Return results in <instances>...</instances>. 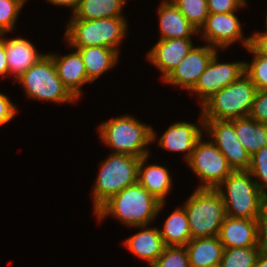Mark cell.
Listing matches in <instances>:
<instances>
[{
    "instance_id": "cell-7",
    "label": "cell",
    "mask_w": 267,
    "mask_h": 267,
    "mask_svg": "<svg viewBox=\"0 0 267 267\" xmlns=\"http://www.w3.org/2000/svg\"><path fill=\"white\" fill-rule=\"evenodd\" d=\"M191 238L218 236L226 218L224 201L217 189L198 188L184 204Z\"/></svg>"
},
{
    "instance_id": "cell-10",
    "label": "cell",
    "mask_w": 267,
    "mask_h": 267,
    "mask_svg": "<svg viewBox=\"0 0 267 267\" xmlns=\"http://www.w3.org/2000/svg\"><path fill=\"white\" fill-rule=\"evenodd\" d=\"M204 128L214 139L212 142L226 157L233 171L248 170L251 156L241 145L232 120H203Z\"/></svg>"
},
{
    "instance_id": "cell-9",
    "label": "cell",
    "mask_w": 267,
    "mask_h": 267,
    "mask_svg": "<svg viewBox=\"0 0 267 267\" xmlns=\"http://www.w3.org/2000/svg\"><path fill=\"white\" fill-rule=\"evenodd\" d=\"M187 163L202 181L198 188L216 189L233 172L217 146L212 141L203 142L202 137Z\"/></svg>"
},
{
    "instance_id": "cell-33",
    "label": "cell",
    "mask_w": 267,
    "mask_h": 267,
    "mask_svg": "<svg viewBox=\"0 0 267 267\" xmlns=\"http://www.w3.org/2000/svg\"><path fill=\"white\" fill-rule=\"evenodd\" d=\"M248 116L256 122L267 124V90H257Z\"/></svg>"
},
{
    "instance_id": "cell-37",
    "label": "cell",
    "mask_w": 267,
    "mask_h": 267,
    "mask_svg": "<svg viewBox=\"0 0 267 267\" xmlns=\"http://www.w3.org/2000/svg\"><path fill=\"white\" fill-rule=\"evenodd\" d=\"M251 43L263 54L267 56V30L265 33H255L251 36Z\"/></svg>"
},
{
    "instance_id": "cell-15",
    "label": "cell",
    "mask_w": 267,
    "mask_h": 267,
    "mask_svg": "<svg viewBox=\"0 0 267 267\" xmlns=\"http://www.w3.org/2000/svg\"><path fill=\"white\" fill-rule=\"evenodd\" d=\"M218 238L224 248L258 246L257 219L226 216Z\"/></svg>"
},
{
    "instance_id": "cell-18",
    "label": "cell",
    "mask_w": 267,
    "mask_h": 267,
    "mask_svg": "<svg viewBox=\"0 0 267 267\" xmlns=\"http://www.w3.org/2000/svg\"><path fill=\"white\" fill-rule=\"evenodd\" d=\"M8 74L17 79L46 54H39L29 40L23 38L5 39Z\"/></svg>"
},
{
    "instance_id": "cell-36",
    "label": "cell",
    "mask_w": 267,
    "mask_h": 267,
    "mask_svg": "<svg viewBox=\"0 0 267 267\" xmlns=\"http://www.w3.org/2000/svg\"><path fill=\"white\" fill-rule=\"evenodd\" d=\"M17 108L10 99L0 93V126L10 122L16 114Z\"/></svg>"
},
{
    "instance_id": "cell-30",
    "label": "cell",
    "mask_w": 267,
    "mask_h": 267,
    "mask_svg": "<svg viewBox=\"0 0 267 267\" xmlns=\"http://www.w3.org/2000/svg\"><path fill=\"white\" fill-rule=\"evenodd\" d=\"M150 267H190L185 246H166L162 254Z\"/></svg>"
},
{
    "instance_id": "cell-24",
    "label": "cell",
    "mask_w": 267,
    "mask_h": 267,
    "mask_svg": "<svg viewBox=\"0 0 267 267\" xmlns=\"http://www.w3.org/2000/svg\"><path fill=\"white\" fill-rule=\"evenodd\" d=\"M235 133L244 149L252 156L267 146V124L259 123L251 117L233 119Z\"/></svg>"
},
{
    "instance_id": "cell-6",
    "label": "cell",
    "mask_w": 267,
    "mask_h": 267,
    "mask_svg": "<svg viewBox=\"0 0 267 267\" xmlns=\"http://www.w3.org/2000/svg\"><path fill=\"white\" fill-rule=\"evenodd\" d=\"M140 159L132 155L113 152L101 163L93 189L94 212L115 194L138 183Z\"/></svg>"
},
{
    "instance_id": "cell-35",
    "label": "cell",
    "mask_w": 267,
    "mask_h": 267,
    "mask_svg": "<svg viewBox=\"0 0 267 267\" xmlns=\"http://www.w3.org/2000/svg\"><path fill=\"white\" fill-rule=\"evenodd\" d=\"M258 247L267 252V204L257 218Z\"/></svg>"
},
{
    "instance_id": "cell-23",
    "label": "cell",
    "mask_w": 267,
    "mask_h": 267,
    "mask_svg": "<svg viewBox=\"0 0 267 267\" xmlns=\"http://www.w3.org/2000/svg\"><path fill=\"white\" fill-rule=\"evenodd\" d=\"M76 50L80 53L87 77L91 82L116 65L118 60V52L108 47L90 46Z\"/></svg>"
},
{
    "instance_id": "cell-11",
    "label": "cell",
    "mask_w": 267,
    "mask_h": 267,
    "mask_svg": "<svg viewBox=\"0 0 267 267\" xmlns=\"http://www.w3.org/2000/svg\"><path fill=\"white\" fill-rule=\"evenodd\" d=\"M235 12L209 13L205 24L198 32L203 34L207 44L218 48H227L237 40H242L244 46L251 44V37L243 38L241 24ZM203 29V30H202ZM202 31V32H201Z\"/></svg>"
},
{
    "instance_id": "cell-22",
    "label": "cell",
    "mask_w": 267,
    "mask_h": 267,
    "mask_svg": "<svg viewBox=\"0 0 267 267\" xmlns=\"http://www.w3.org/2000/svg\"><path fill=\"white\" fill-rule=\"evenodd\" d=\"M125 246L139 258L149 262L157 260L166 245L158 228H146L125 241Z\"/></svg>"
},
{
    "instance_id": "cell-38",
    "label": "cell",
    "mask_w": 267,
    "mask_h": 267,
    "mask_svg": "<svg viewBox=\"0 0 267 267\" xmlns=\"http://www.w3.org/2000/svg\"><path fill=\"white\" fill-rule=\"evenodd\" d=\"M0 34V75H8V64L6 59L5 39Z\"/></svg>"
},
{
    "instance_id": "cell-3",
    "label": "cell",
    "mask_w": 267,
    "mask_h": 267,
    "mask_svg": "<svg viewBox=\"0 0 267 267\" xmlns=\"http://www.w3.org/2000/svg\"><path fill=\"white\" fill-rule=\"evenodd\" d=\"M257 88L244 73L236 81L213 94L202 106L203 120H232L249 115Z\"/></svg>"
},
{
    "instance_id": "cell-21",
    "label": "cell",
    "mask_w": 267,
    "mask_h": 267,
    "mask_svg": "<svg viewBox=\"0 0 267 267\" xmlns=\"http://www.w3.org/2000/svg\"><path fill=\"white\" fill-rule=\"evenodd\" d=\"M148 155L141 157L138 166V183L151 193L158 201L165 203V196L169 193L172 185L168 169L159 165L143 167Z\"/></svg>"
},
{
    "instance_id": "cell-5",
    "label": "cell",
    "mask_w": 267,
    "mask_h": 267,
    "mask_svg": "<svg viewBox=\"0 0 267 267\" xmlns=\"http://www.w3.org/2000/svg\"><path fill=\"white\" fill-rule=\"evenodd\" d=\"M127 24L124 17L102 18L95 20L71 19L65 32L66 41L72 47H108L118 50L125 36Z\"/></svg>"
},
{
    "instance_id": "cell-32",
    "label": "cell",
    "mask_w": 267,
    "mask_h": 267,
    "mask_svg": "<svg viewBox=\"0 0 267 267\" xmlns=\"http://www.w3.org/2000/svg\"><path fill=\"white\" fill-rule=\"evenodd\" d=\"M248 170L254 178L258 179L255 182L259 190L267 196V146L259 149L251 156V164Z\"/></svg>"
},
{
    "instance_id": "cell-4",
    "label": "cell",
    "mask_w": 267,
    "mask_h": 267,
    "mask_svg": "<svg viewBox=\"0 0 267 267\" xmlns=\"http://www.w3.org/2000/svg\"><path fill=\"white\" fill-rule=\"evenodd\" d=\"M151 126L137 121L129 115L107 120L99 127L101 139L114 153H123L138 158L149 155L146 145L155 140Z\"/></svg>"
},
{
    "instance_id": "cell-19",
    "label": "cell",
    "mask_w": 267,
    "mask_h": 267,
    "mask_svg": "<svg viewBox=\"0 0 267 267\" xmlns=\"http://www.w3.org/2000/svg\"><path fill=\"white\" fill-rule=\"evenodd\" d=\"M158 14L162 35L159 40L191 38L190 35L199 33L171 0H164L161 3Z\"/></svg>"
},
{
    "instance_id": "cell-12",
    "label": "cell",
    "mask_w": 267,
    "mask_h": 267,
    "mask_svg": "<svg viewBox=\"0 0 267 267\" xmlns=\"http://www.w3.org/2000/svg\"><path fill=\"white\" fill-rule=\"evenodd\" d=\"M217 55L216 52L207 65L206 70L200 75L197 84L191 90L200 95L202 104L213 94L236 81L244 74L245 62L219 63Z\"/></svg>"
},
{
    "instance_id": "cell-17",
    "label": "cell",
    "mask_w": 267,
    "mask_h": 267,
    "mask_svg": "<svg viewBox=\"0 0 267 267\" xmlns=\"http://www.w3.org/2000/svg\"><path fill=\"white\" fill-rule=\"evenodd\" d=\"M201 137L202 131L195 124L177 122L168 128L158 142L163 149L176 152H186L185 161H188L197 141Z\"/></svg>"
},
{
    "instance_id": "cell-25",
    "label": "cell",
    "mask_w": 267,
    "mask_h": 267,
    "mask_svg": "<svg viewBox=\"0 0 267 267\" xmlns=\"http://www.w3.org/2000/svg\"><path fill=\"white\" fill-rule=\"evenodd\" d=\"M160 234L166 246L187 245L192 238L184 206L183 208L175 209L174 212L168 216L163 229L160 230Z\"/></svg>"
},
{
    "instance_id": "cell-1",
    "label": "cell",
    "mask_w": 267,
    "mask_h": 267,
    "mask_svg": "<svg viewBox=\"0 0 267 267\" xmlns=\"http://www.w3.org/2000/svg\"><path fill=\"white\" fill-rule=\"evenodd\" d=\"M164 206L142 185L128 186L106 201L95 214L99 220L112 214L129 226L146 227Z\"/></svg>"
},
{
    "instance_id": "cell-31",
    "label": "cell",
    "mask_w": 267,
    "mask_h": 267,
    "mask_svg": "<svg viewBox=\"0 0 267 267\" xmlns=\"http://www.w3.org/2000/svg\"><path fill=\"white\" fill-rule=\"evenodd\" d=\"M26 0H0V34L14 29L19 11Z\"/></svg>"
},
{
    "instance_id": "cell-40",
    "label": "cell",
    "mask_w": 267,
    "mask_h": 267,
    "mask_svg": "<svg viewBox=\"0 0 267 267\" xmlns=\"http://www.w3.org/2000/svg\"><path fill=\"white\" fill-rule=\"evenodd\" d=\"M254 267H267V252L261 251Z\"/></svg>"
},
{
    "instance_id": "cell-13",
    "label": "cell",
    "mask_w": 267,
    "mask_h": 267,
    "mask_svg": "<svg viewBox=\"0 0 267 267\" xmlns=\"http://www.w3.org/2000/svg\"><path fill=\"white\" fill-rule=\"evenodd\" d=\"M216 52V48L210 45L193 46L179 65L163 81L192 90Z\"/></svg>"
},
{
    "instance_id": "cell-20",
    "label": "cell",
    "mask_w": 267,
    "mask_h": 267,
    "mask_svg": "<svg viewBox=\"0 0 267 267\" xmlns=\"http://www.w3.org/2000/svg\"><path fill=\"white\" fill-rule=\"evenodd\" d=\"M185 247L190 267H214L221 263L224 247L218 236L191 239Z\"/></svg>"
},
{
    "instance_id": "cell-2",
    "label": "cell",
    "mask_w": 267,
    "mask_h": 267,
    "mask_svg": "<svg viewBox=\"0 0 267 267\" xmlns=\"http://www.w3.org/2000/svg\"><path fill=\"white\" fill-rule=\"evenodd\" d=\"M251 177L253 176L249 170L233 171L216 188L224 201L227 216L257 219L267 204V196L259 190Z\"/></svg>"
},
{
    "instance_id": "cell-29",
    "label": "cell",
    "mask_w": 267,
    "mask_h": 267,
    "mask_svg": "<svg viewBox=\"0 0 267 267\" xmlns=\"http://www.w3.org/2000/svg\"><path fill=\"white\" fill-rule=\"evenodd\" d=\"M186 19L199 31L208 16L207 0H171Z\"/></svg>"
},
{
    "instance_id": "cell-16",
    "label": "cell",
    "mask_w": 267,
    "mask_h": 267,
    "mask_svg": "<svg viewBox=\"0 0 267 267\" xmlns=\"http://www.w3.org/2000/svg\"><path fill=\"white\" fill-rule=\"evenodd\" d=\"M49 55L52 57L57 75L61 82L69 92L78 99L81 95V86L91 82L87 77L80 53L76 50L63 57L53 54Z\"/></svg>"
},
{
    "instance_id": "cell-26",
    "label": "cell",
    "mask_w": 267,
    "mask_h": 267,
    "mask_svg": "<svg viewBox=\"0 0 267 267\" xmlns=\"http://www.w3.org/2000/svg\"><path fill=\"white\" fill-rule=\"evenodd\" d=\"M126 0H80L71 19L95 20L123 17L122 7Z\"/></svg>"
},
{
    "instance_id": "cell-28",
    "label": "cell",
    "mask_w": 267,
    "mask_h": 267,
    "mask_svg": "<svg viewBox=\"0 0 267 267\" xmlns=\"http://www.w3.org/2000/svg\"><path fill=\"white\" fill-rule=\"evenodd\" d=\"M254 54L251 64L245 62L244 73L257 90H267V56L263 55L252 43L245 47Z\"/></svg>"
},
{
    "instance_id": "cell-8",
    "label": "cell",
    "mask_w": 267,
    "mask_h": 267,
    "mask_svg": "<svg viewBox=\"0 0 267 267\" xmlns=\"http://www.w3.org/2000/svg\"><path fill=\"white\" fill-rule=\"evenodd\" d=\"M17 80L28 97L55 102H74L77 99L63 85L49 54L25 71Z\"/></svg>"
},
{
    "instance_id": "cell-27",
    "label": "cell",
    "mask_w": 267,
    "mask_h": 267,
    "mask_svg": "<svg viewBox=\"0 0 267 267\" xmlns=\"http://www.w3.org/2000/svg\"><path fill=\"white\" fill-rule=\"evenodd\" d=\"M261 250L258 246L224 248L221 267H254Z\"/></svg>"
},
{
    "instance_id": "cell-39",
    "label": "cell",
    "mask_w": 267,
    "mask_h": 267,
    "mask_svg": "<svg viewBox=\"0 0 267 267\" xmlns=\"http://www.w3.org/2000/svg\"><path fill=\"white\" fill-rule=\"evenodd\" d=\"M50 3L52 4H57V5H64V6H69V7H73V14L75 13V11L78 8L79 5V1L80 0H48Z\"/></svg>"
},
{
    "instance_id": "cell-34",
    "label": "cell",
    "mask_w": 267,
    "mask_h": 267,
    "mask_svg": "<svg viewBox=\"0 0 267 267\" xmlns=\"http://www.w3.org/2000/svg\"><path fill=\"white\" fill-rule=\"evenodd\" d=\"M208 13H230L245 6L246 0H207Z\"/></svg>"
},
{
    "instance_id": "cell-14",
    "label": "cell",
    "mask_w": 267,
    "mask_h": 267,
    "mask_svg": "<svg viewBox=\"0 0 267 267\" xmlns=\"http://www.w3.org/2000/svg\"><path fill=\"white\" fill-rule=\"evenodd\" d=\"M191 38L159 40L148 52V58L163 73V80L179 65L192 49Z\"/></svg>"
}]
</instances>
